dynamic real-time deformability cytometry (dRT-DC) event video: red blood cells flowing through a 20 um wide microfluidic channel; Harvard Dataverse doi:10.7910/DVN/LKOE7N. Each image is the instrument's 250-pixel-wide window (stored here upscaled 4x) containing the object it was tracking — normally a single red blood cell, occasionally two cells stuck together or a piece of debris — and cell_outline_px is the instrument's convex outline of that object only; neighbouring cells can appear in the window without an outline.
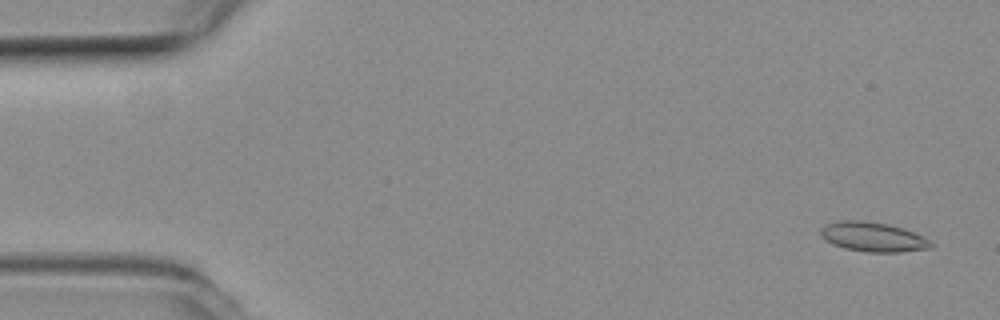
{"species": "common noctule bat (a hibernating species)", "species_latin": "Nyctalus noctula", "temperature_condition": "room temperature", "stored_images_in_passage": 10, "camera_frame_rate_fps": 3000, "um_per_image_px": 0.085, "animal": {"sex": "female", "body_mass_g": 19.3, "forearm_length_mm": 54.1}, "frame": {"image": 1, "passage_image": 3, "time_ms": 0.667, "image_size_px": [1000, 320], "cell_outline_px": [[932, 248], [900, 252], [864, 252], [844, 248], [832, 244], [820, 236], [820, 228], [824, 224], [840, 220], [860, 220], [888, 224], [904, 228], [924, 236], [932, 244]], "centroid_in_image_um": [74.17, 20.13], "position_along_channel_um": 10.8, "area_um2": 19.19}}